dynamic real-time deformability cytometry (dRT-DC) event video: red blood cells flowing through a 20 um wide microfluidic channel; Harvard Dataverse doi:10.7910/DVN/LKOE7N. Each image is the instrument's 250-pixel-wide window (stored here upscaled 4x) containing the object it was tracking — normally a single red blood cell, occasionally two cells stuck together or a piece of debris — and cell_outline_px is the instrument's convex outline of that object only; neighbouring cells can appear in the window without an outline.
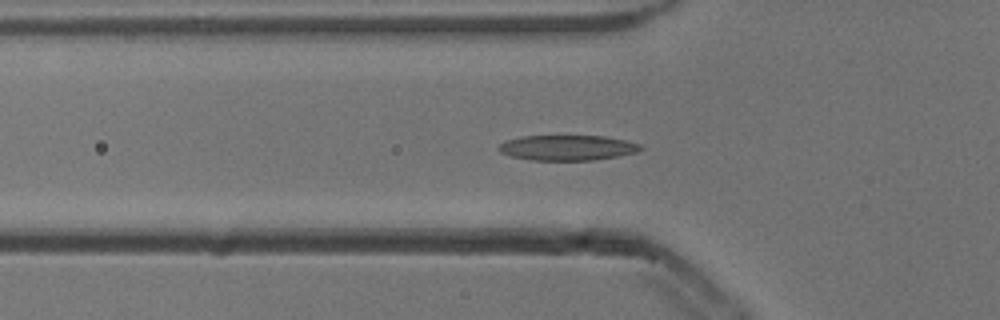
{"species": "common noctule bat (a hibernating species)", "species_latin": "Nyctalus noctula", "temperature_condition": "cold", "stored_images_in_passage": 44, "camera_frame_rate_fps": 3000, "um_per_image_px": 0.085, "animal": {"sex": "male", "body_mass_g": 13.3}, "frame": {"image": 1, "passage_image": 8, "time_ms": 2.333, "image_size_px": [1000, 320], "cell_outline_px": [[644, 148], [636, 152], [616, 156], [592, 160], [532, 160], [512, 156], [500, 152], [496, 148], [504, 140], [520, 136], [604, 136], [624, 140], [640, 144]], "centroid_in_image_um": [48.18, 12.55], "position_along_channel_um": 77.6, "area_um2": 20.81}}
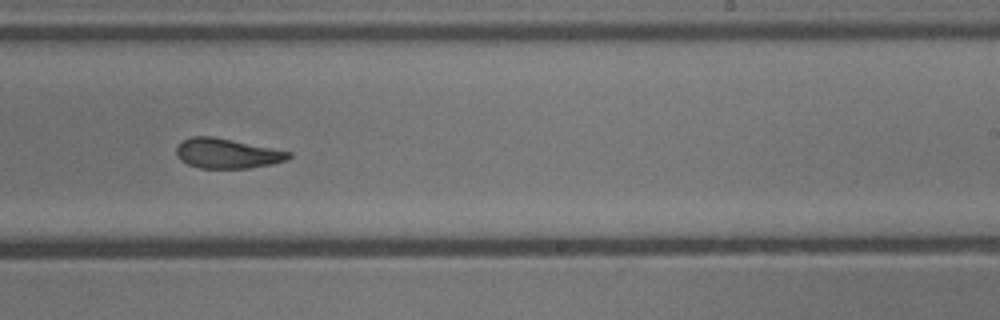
{"frame": {"image": 2, "passage_image": 23, "time_ms": 7.333, "image_size_px": [1000, 320], "cell_outline_px": [[292, 156], [284, 160], [272, 164], [248, 168], [200, 168], [188, 164], [180, 160], [176, 156], [176, 148], [184, 140], [192, 136], [212, 136], [292, 152]], "centroid_in_image_um": [19.28, 13.04], "position_along_channel_um": 269.7, "area_um2": 19.36}}
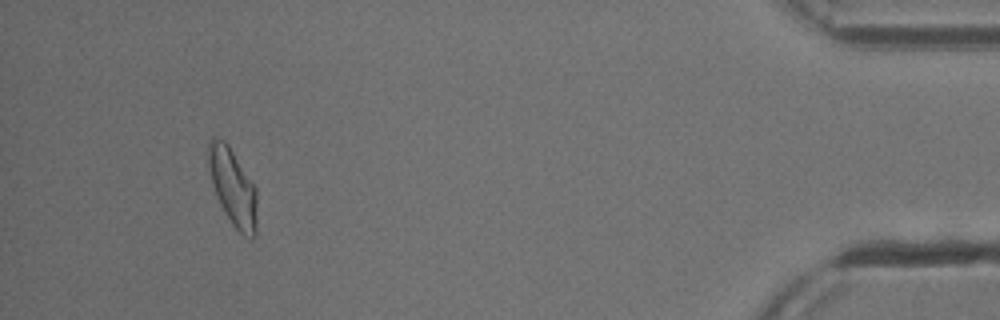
{"frame": {"image": 3, "passage_image": 40, "time_ms": 13.0, "image_size_px": [1000, 320], "cell_outline_px": [[256, 236], [252, 240], [248, 240], [232, 224], [216, 196], [212, 184], [208, 164], [208, 144], [212, 136], [224, 140], [228, 144], [256, 188]], "centroid_in_image_um": [19.79, 15.93], "position_along_channel_um": 415.4, "area_um2": 21.73}, "authors_computed_cell_mechanics": {"area_um2": 20.4034, "velocity_mm_per_s": 3.8236, "shape_relaxation_time_tau1_ms": 4.3353, "shape_relaxation_time_tau2_ms": 2.0952, "deformation_change_tau1": 0.1675, "deformation_change_tau2": 0.0911}}